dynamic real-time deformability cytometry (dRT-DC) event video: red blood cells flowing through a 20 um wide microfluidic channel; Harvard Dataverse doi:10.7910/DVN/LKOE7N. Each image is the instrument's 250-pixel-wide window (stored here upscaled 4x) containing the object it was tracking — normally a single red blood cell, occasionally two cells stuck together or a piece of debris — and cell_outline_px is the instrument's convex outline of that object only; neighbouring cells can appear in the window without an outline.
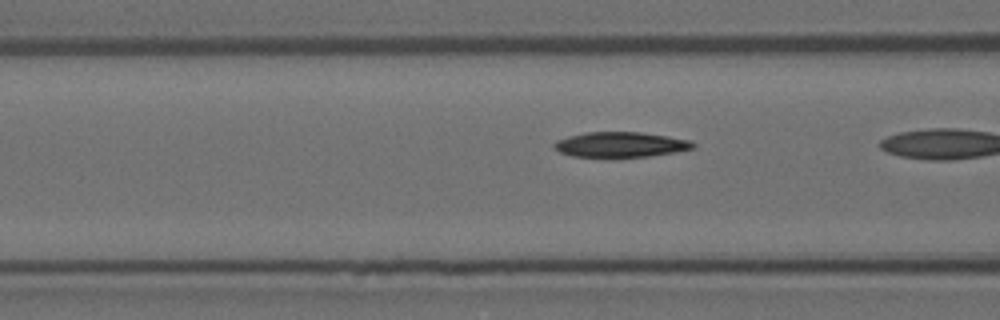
{"species": "Egyptian fruit bat (a non-hibernating species)", "species_latin": "Rousettus aegyptiacus", "temperature_condition": "room temperature", "stored_images_in_passage": 12, "camera_frame_rate_fps": 3000, "um_per_image_px": 0.085, "animal": {"sex": "female"}, "frame": {"image": 1, "passage_image": 9, "time_ms": 2.667, "image_size_px": [1000, 320], "cell_outline_px": [[696, 144], [692, 148], [672, 152], [648, 156], [612, 160], [572, 156], [560, 152], [552, 148], [552, 144], [556, 140], [568, 136], [588, 132], [640, 132], [668, 136], [692, 140]], "centroid_in_image_um": [52.67, 12.33], "position_along_channel_um": 113.9, "area_um2": 21.21}}